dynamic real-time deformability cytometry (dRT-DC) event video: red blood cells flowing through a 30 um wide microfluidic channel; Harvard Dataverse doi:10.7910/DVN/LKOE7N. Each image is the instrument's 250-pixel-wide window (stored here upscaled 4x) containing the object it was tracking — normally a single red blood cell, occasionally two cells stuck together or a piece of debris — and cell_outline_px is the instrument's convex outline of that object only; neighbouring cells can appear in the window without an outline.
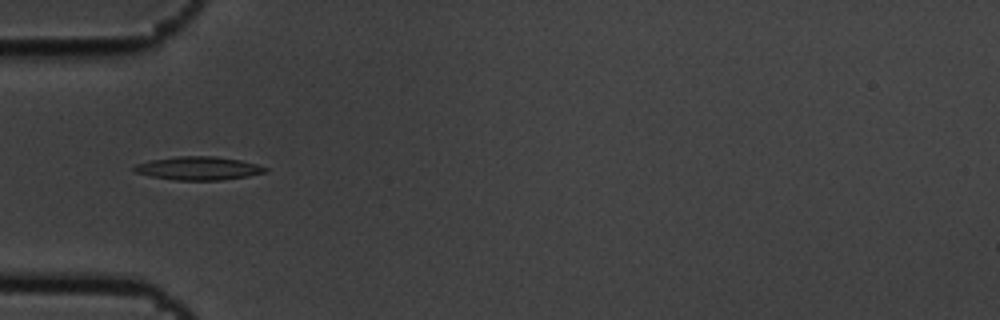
{"species": "common noctule bat (a hibernating species)", "species_latin": "Nyctalus noctula", "temperature_condition": "cold", "stored_images_in_passage": 7, "camera_frame_rate_fps": 3000, "um_per_image_px": 0.085, "animal": {"sex": "male", "body_mass_g": 19.5, "forearm_length_mm": 54.6}, "frame": {"image": 1, "passage_image": 2, "time_ms": 0.333, "image_size_px": [1000, 320], "cell_outline_px": [[268, 172], [248, 176], [220, 180], [176, 180], [152, 176], [136, 172], [132, 168], [136, 164], [152, 160], [176, 156], [216, 156], [240, 160], [256, 164], [268, 168]], "centroid_in_image_um": [16.9, 14.3], "position_along_channel_um": 68.1, "area_um2": 17.74}}
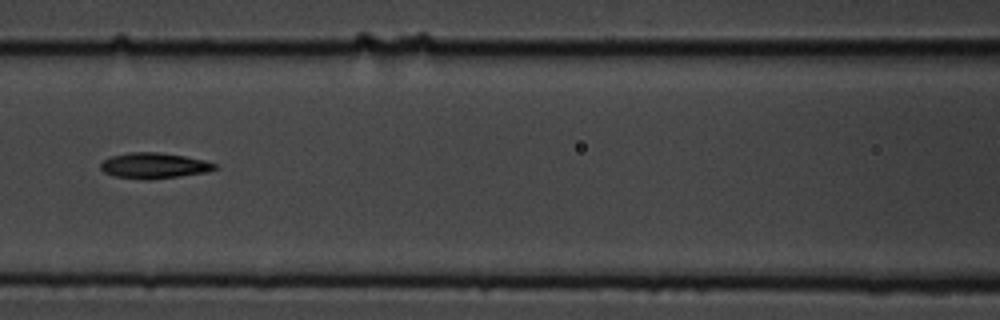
{"frame": {"image": 2, "passage_image": 4, "time_ms": 1.0, "image_size_px": [1000, 320], "cell_outline_px": [[216, 168], [208, 172], [148, 180], [144, 180], [112, 176], [104, 172], [100, 168], [100, 164], [104, 160], [112, 156], [128, 152], [156, 152], [184, 156], [204, 160], [216, 164]], "centroid_in_image_um": [13.06, 14.08], "position_along_channel_um": 153.5, "area_um2": 17.05}}
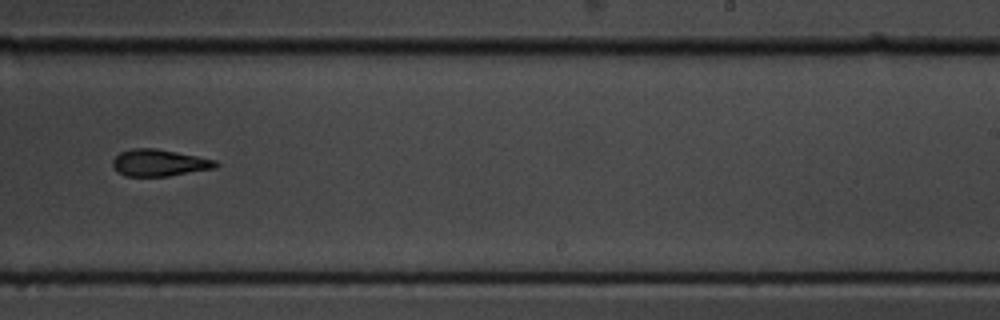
{"frame": {"image": 3, "passage_image": 7, "time_ms": 2.0, "image_size_px": [1000, 320], "cell_outline_px": [[220, 164], [216, 168], [168, 176], [124, 176], [116, 172], [112, 168], [112, 160], [120, 152], [132, 148], [156, 148], [216, 160]], "centroid_in_image_um": [13.5, 13.84], "position_along_channel_um": 275.5, "area_um2": 16.24}}